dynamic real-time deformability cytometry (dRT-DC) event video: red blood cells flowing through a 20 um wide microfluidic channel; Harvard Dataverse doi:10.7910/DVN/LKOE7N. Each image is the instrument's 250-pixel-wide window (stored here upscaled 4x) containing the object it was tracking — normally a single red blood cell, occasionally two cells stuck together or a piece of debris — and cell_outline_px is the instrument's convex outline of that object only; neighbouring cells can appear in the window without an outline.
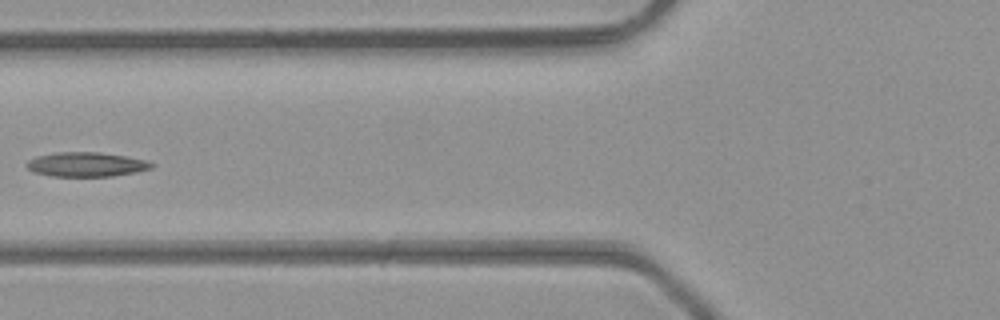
{"species": "common noctule bat (a hibernating species)", "species_latin": "Nyctalus noctula", "temperature_condition": "room temperature", "stored_images_in_passage": 5, "camera_frame_rate_fps": 3000, "um_per_image_px": 0.085, "animal": {"sex": "male", "body_mass_g": 23.1, "forearm_length_mm": 52.7}, "frame": {"image": 1, "passage_image": 5, "time_ms": 1.333, "image_size_px": [1000, 320], "cell_outline_px": [[156, 164], [152, 168], [136, 172], [112, 176], [52, 176], [36, 172], [28, 168], [24, 164], [28, 160], [36, 156], [56, 152], [100, 152], [128, 156], [148, 160]], "centroid_in_image_um": [7.38, 13.96], "position_along_channel_um": 118.4, "area_um2": 17.92}}